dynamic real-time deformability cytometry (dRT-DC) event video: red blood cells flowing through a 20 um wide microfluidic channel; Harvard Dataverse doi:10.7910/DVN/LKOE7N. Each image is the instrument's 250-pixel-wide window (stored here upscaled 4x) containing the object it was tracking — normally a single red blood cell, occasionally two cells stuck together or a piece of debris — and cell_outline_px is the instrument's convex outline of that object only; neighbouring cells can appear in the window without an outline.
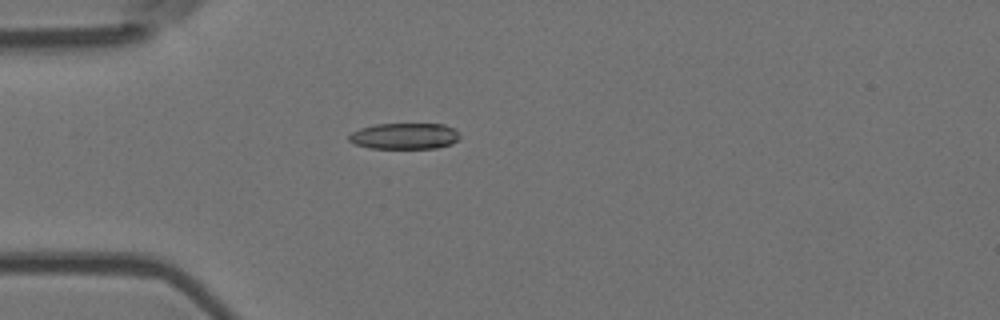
{"species": "Egyptian fruit bat (a non-hibernating species)", "species_latin": "Rousettus aegyptiacus", "temperature_condition": "room temperature", "stored_images_in_passage": 6, "camera_frame_rate_fps": 3000, "um_per_image_px": 0.085, "animal": {"sex": "female"}, "frame": {"image": 1, "passage_image": 5, "time_ms": 1.333, "image_size_px": [1000, 320], "cell_outline_px": [[460, 140], [452, 144], [436, 148], [368, 148], [356, 144], [348, 140], [348, 136], [352, 132], [360, 128], [376, 124], [444, 124], [452, 128], [460, 136]], "centroid_in_image_um": [34.39, 11.57], "position_along_channel_um": 50.6, "area_um2": 16.88}}